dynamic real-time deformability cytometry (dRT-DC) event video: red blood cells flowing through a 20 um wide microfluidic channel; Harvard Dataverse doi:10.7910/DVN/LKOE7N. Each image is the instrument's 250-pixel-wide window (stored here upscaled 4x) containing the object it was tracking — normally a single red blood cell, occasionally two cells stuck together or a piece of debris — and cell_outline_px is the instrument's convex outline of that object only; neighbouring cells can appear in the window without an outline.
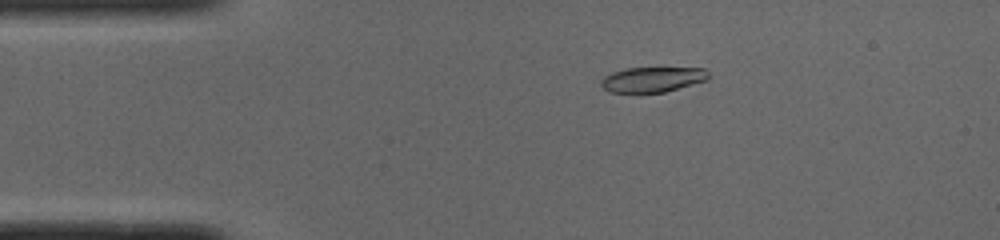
{"species": "common noctule bat (a hibernating species)", "species_latin": "Nyctalus noctula", "temperature_condition": "cold", "stored_images_in_passage": 50, "camera_frame_rate_fps": 3000, "um_per_image_px": 0.085, "animal": {"sex": "male", "body_mass_g": 19.0, "forearm_length_mm": 50.8}, "frame": {"image": 1, "passage_image": 9, "time_ms": 2.667, "image_size_px": [1000, 240], "cell_outline_px": [[712, 76], [708, 80], [664, 92], [608, 92], [600, 84], [600, 80], [604, 76], [612, 72], [628, 68], [704, 68]], "centroid_in_image_um": [55.48, 6.75], "position_along_channel_um": 29.5, "area_um2": 15.78}}
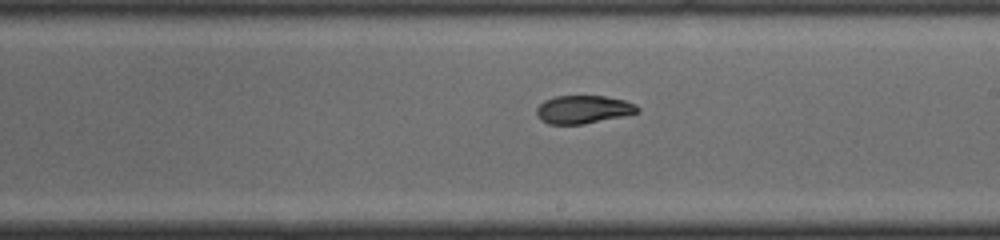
{"frame": {"image": 2, "passage_image": 28, "time_ms": 9.0, "image_size_px": [1000, 240], "cell_outline_px": [[640, 112], [624, 116], [584, 124], [548, 124], [540, 120], [536, 112], [536, 108], [544, 100], [556, 96], [604, 96], [624, 100], [636, 104], [640, 108]], "centroid_in_image_um": [49.59, 9.31], "position_along_channel_um": 239.4, "area_um2": 16.65}}
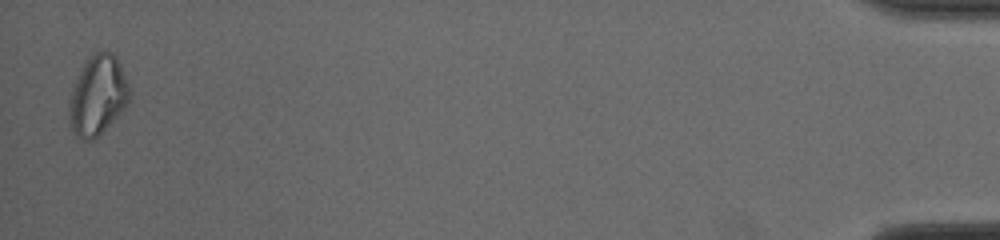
{"frame": {"image": 3, "passage_image": 49, "time_ms": 16.0, "image_size_px": [1000, 240], "cell_outline_px": [[132, 92], [124, 108], [92, 140], [84, 140], [72, 128], [68, 116], [68, 104], [72, 88], [84, 64], [96, 52], [112, 52], [116, 56]], "centroid_in_image_um": [8.31, 8.09], "position_along_channel_um": 426.9, "area_um2": 27.17}, "authors_computed_cell_mechanics": {"area_um2": 17.0799, "velocity_mm_per_s": 4.0172, "shape_relaxation_time_tau1_ms": null, "shape_relaxation_time_tau2_ms": 3.0106, "deformation_change_tau1": null, "deformation_change_tau2": 0.0784}}